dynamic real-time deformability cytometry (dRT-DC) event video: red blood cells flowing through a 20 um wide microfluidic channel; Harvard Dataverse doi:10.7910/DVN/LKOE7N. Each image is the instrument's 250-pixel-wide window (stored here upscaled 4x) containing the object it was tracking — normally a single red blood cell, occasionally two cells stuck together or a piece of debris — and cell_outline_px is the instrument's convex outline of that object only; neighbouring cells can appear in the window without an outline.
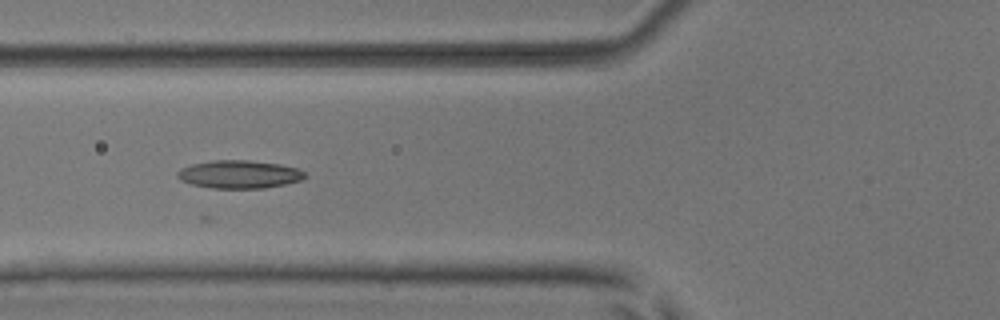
{"species": "common noctule bat (a hibernating species)", "species_latin": "Nyctalus noctula", "temperature_condition": "room temperature", "stored_images_in_passage": 6, "camera_frame_rate_fps": 3000, "um_per_image_px": 0.085, "animal": {"sex": "male", "body_mass_g": 17.9, "forearm_length_mm": 54.2}, "frame": {"image": 1, "passage_image": 6, "time_ms": 6.0, "image_size_px": [1000, 320], "cell_outline_px": [[308, 176], [300, 180], [284, 184], [264, 188], [212, 188], [192, 184], [180, 180], [176, 176], [176, 172], [180, 168], [192, 164], [212, 160], [248, 160], [280, 164], [296, 168], [304, 172]], "centroid_in_image_um": [20.3, 14.81], "position_along_channel_um": 105.5, "area_um2": 20.81}}